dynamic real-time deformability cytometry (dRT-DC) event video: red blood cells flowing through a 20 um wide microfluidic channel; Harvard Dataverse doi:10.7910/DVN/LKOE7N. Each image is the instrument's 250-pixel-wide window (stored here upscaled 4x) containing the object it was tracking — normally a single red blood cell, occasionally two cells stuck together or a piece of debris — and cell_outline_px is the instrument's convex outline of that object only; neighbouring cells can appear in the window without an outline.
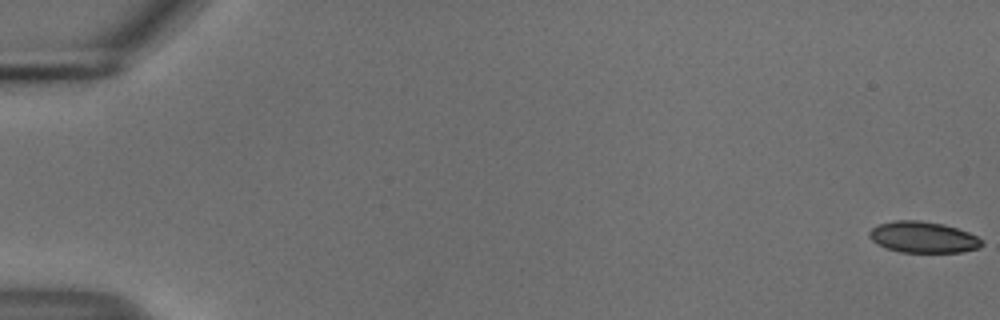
{"species": "common noctule bat (a hibernating species)", "species_latin": "Nyctalus noctula", "temperature_condition": "cold", "stored_images_in_passage": 56, "camera_frame_rate_fps": 3000, "um_per_image_px": 0.085, "animal": {"sex": "male", "body_mass_g": 18.8}, "frame": {"image": 1, "passage_image": 1, "time_ms": 0.0, "image_size_px": [1000, 320], "cell_outline_px": [[984, 244], [980, 248], [960, 252], [900, 252], [884, 248], [876, 244], [868, 236], [868, 232], [872, 228], [880, 224], [892, 220], [920, 220], [944, 224], [968, 232], [984, 240]], "centroid_in_image_um": [78.46, 20.16], "position_along_channel_um": 6.5, "area_um2": 20.69}}
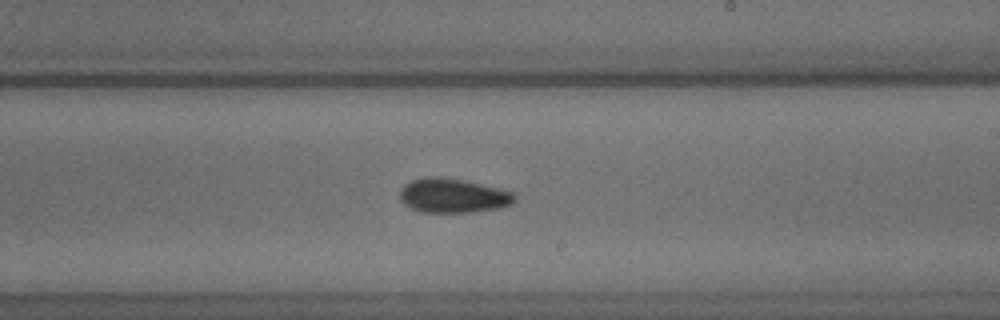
{"frame": {"image": 2, "passage_image": 34, "time_ms": 11.0, "image_size_px": [1000, 320], "cell_outline_px": [[516, 200], [512, 204], [500, 208], [476, 212], [424, 212], [412, 208], [404, 204], [400, 200], [400, 188], [404, 184], [412, 180], [432, 176], [440, 176], [464, 180], [516, 192]], "centroid_in_image_um": [38.54, 16.63], "position_along_channel_um": 250.5, "area_um2": 23.18}}
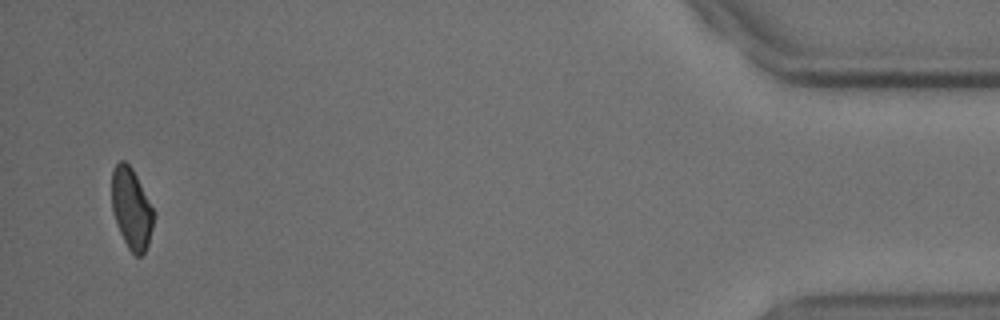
{"frame": {"image": 3, "passage_image": 54, "time_ms": 17.667, "image_size_px": [1000, 320], "cell_outline_px": [[156, 212], [148, 244], [144, 252], [140, 256], [136, 256], [128, 248], [116, 224], [112, 212], [112, 168], [120, 160], [124, 160], [132, 168]], "centroid_in_image_um": [11.18, 17.71], "position_along_channel_um": 424.0, "area_um2": 19.88}, "authors_computed_cell_mechanics": {"area_um2": 21.5016, "velocity_mm_per_s": 3.7268, "shape_relaxation_time_tau1_ms": 3.0249, "shape_relaxation_time_tau2_ms": 6.5945, "deformation_change_tau1": 0.0853, "deformation_change_tau2": 0.1128}}